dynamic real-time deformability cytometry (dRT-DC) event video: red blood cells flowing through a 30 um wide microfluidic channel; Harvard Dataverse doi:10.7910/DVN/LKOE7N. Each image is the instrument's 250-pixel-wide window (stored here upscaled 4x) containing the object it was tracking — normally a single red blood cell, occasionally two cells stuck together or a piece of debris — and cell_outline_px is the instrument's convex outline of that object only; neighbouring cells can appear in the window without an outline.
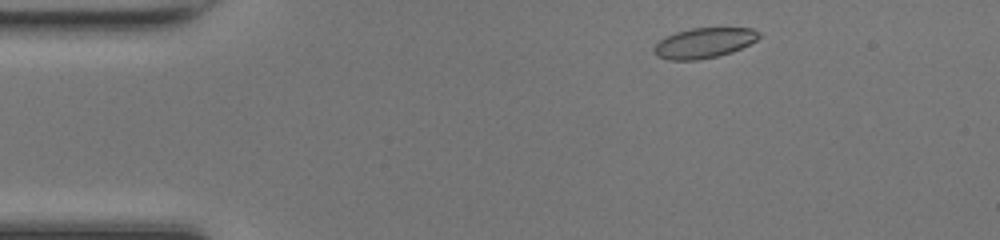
{"species": "common noctule bat (a hibernating species)", "species_latin": "Nyctalus noctula", "temperature_condition": "room temperature", "stored_images_in_passage": 44, "camera_frame_rate_fps": 3000, "um_per_image_px": 0.085, "animal": {"sex": "female", "body_mass_g": 17.0, "forearm_length_mm": 48.0}, "frame": {"image": 1, "passage_image": 3, "time_ms": 0.667, "image_size_px": [1000, 240], "cell_outline_px": [[760, 36], [756, 40], [732, 52], [716, 56], [696, 60], [668, 60], [656, 56], [652, 48], [664, 36], [676, 32], [692, 28], [752, 28], [760, 32]], "centroid_in_image_um": [59.8, 3.65], "position_along_channel_um": 25.2, "area_um2": 18.44}}
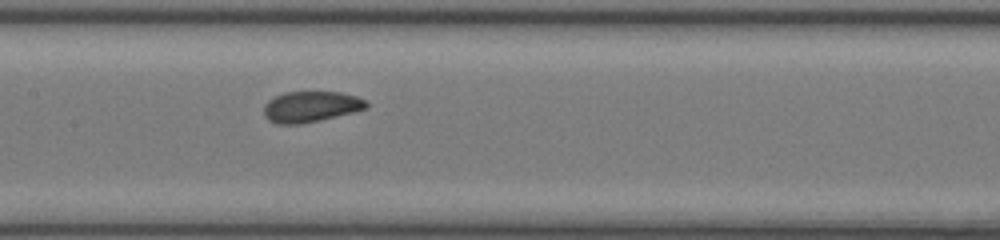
{"frame": {"image": 2, "passage_image": 19, "time_ms": 6.0, "image_size_px": [1000, 240], "cell_outline_px": [[368, 108], [320, 120], [300, 124], [276, 124], [268, 120], [264, 116], [264, 104], [268, 100], [284, 92], [340, 92], [356, 96], [368, 100]], "centroid_in_image_um": [26.41, 9.07], "position_along_channel_um": 181.0, "area_um2": 18.5}}
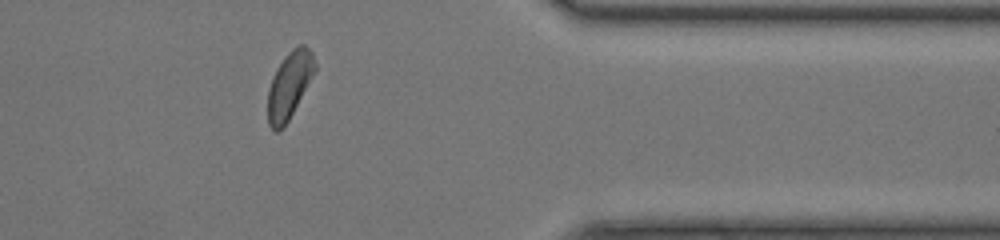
{"frame": {"image": 3, "passage_image": 35, "time_ms": 11.333, "image_size_px": [1000, 240], "cell_outline_px": [[316, 72], [288, 120], [276, 132], [268, 124], [268, 88], [272, 76], [276, 68], [284, 56], [292, 48], [300, 44], [304, 44], [312, 52], [316, 64]], "centroid_in_image_um": [24.61, 7.18], "position_along_channel_um": 386.8, "area_um2": 18.32}, "authors_computed_cell_mechanics": {"area_um2": 18.6694, "velocity_mm_per_s": 4.2355, "shape_relaxation_time_tau1_ms": 2.3318, "shape_relaxation_time_tau2_ms": 1.2423, "deformation_change_tau1": 0.0955, "deformation_change_tau2": 0.0528}}